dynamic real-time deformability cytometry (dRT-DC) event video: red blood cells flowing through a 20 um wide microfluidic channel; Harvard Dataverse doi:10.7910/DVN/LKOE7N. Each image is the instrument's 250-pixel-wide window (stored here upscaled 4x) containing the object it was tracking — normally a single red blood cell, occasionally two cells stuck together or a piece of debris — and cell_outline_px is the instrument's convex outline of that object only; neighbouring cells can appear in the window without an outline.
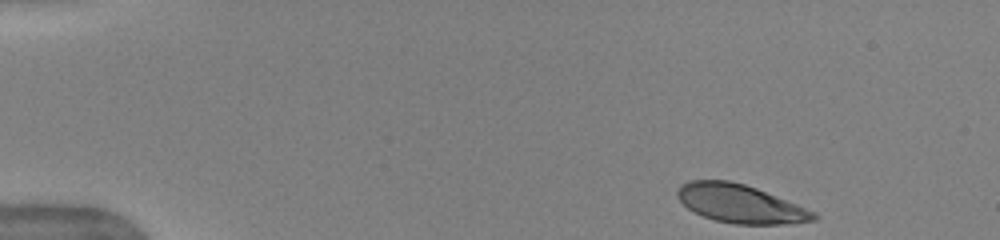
{"species": "human", "species_latin": "Homo sapiens", "temperature_condition": "warm", "stored_images_in_passage": 40, "camera_frame_rate_fps": 3000, "um_per_image_px": 0.085, "donor": {"sex": "female"}, "frame": {"image": 1, "passage_image": 1, "time_ms": 0.0, "image_size_px": [1000, 240], "cell_outline_px": [[820, 216], [816, 220], [784, 224], [736, 224], [716, 220], [704, 216], [688, 208], [676, 196], [676, 192], [680, 184], [692, 180], [728, 180], [744, 184], [756, 188], [816, 212]], "centroid_in_image_um": [62.92, 17.31], "position_along_channel_um": 22.1, "area_um2": 30.23}}
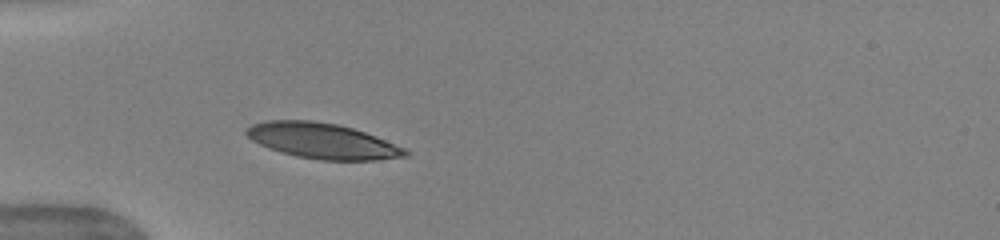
{"frame": {"image": 2, "passage_image": 11, "time_ms": 3.333, "image_size_px": [1000, 240], "cell_outline_px": [[412, 152], [408, 156], [376, 160], [320, 160], [296, 156], [280, 152], [268, 148], [252, 140], [244, 132], [244, 128], [252, 124], [268, 120], [312, 120], [336, 124], [352, 128], [376, 136], [404, 148]], "centroid_in_image_um": [27.39, 11.97], "position_along_channel_um": 57.6, "area_um2": 32.89}}
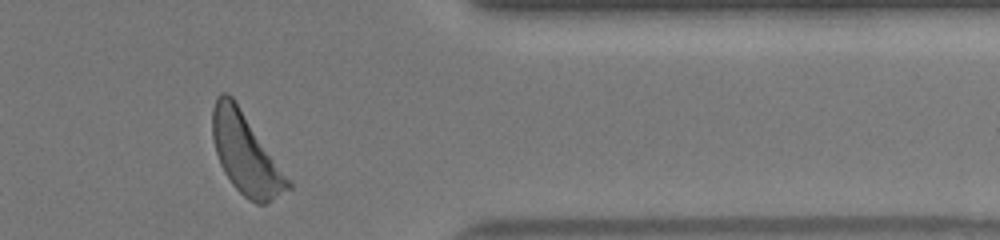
{"frame": {"image": 3, "passage_image": 38, "time_ms": 12.333, "image_size_px": [1000, 240], "cell_outline_px": [[292, 188], [264, 204], [256, 204], [248, 200], [232, 184], [224, 172], [220, 164], [216, 152], [212, 136], [212, 108], [216, 96], [220, 92], [228, 92], [232, 96], [292, 180]], "centroid_in_image_um": [20.9, 13.06], "position_along_channel_um": 390.5, "area_um2": 35.66}, "authors_computed_cell_mechanics": {"area_um2": 33.0038, "velocity_mm_per_s": 3.9268, "shape_relaxation_time_tau1_ms": 1.6387, "shape_relaxation_time_tau2_ms": null, "deformation_change_tau1": 0.1436, "deformation_change_tau2": null}}